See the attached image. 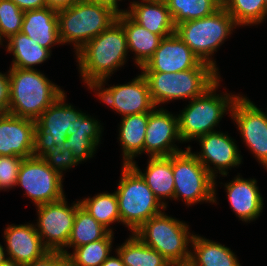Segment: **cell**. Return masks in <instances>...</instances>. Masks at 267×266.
I'll return each mask as SVG.
<instances>
[{
  "instance_id": "obj_41",
  "label": "cell",
  "mask_w": 267,
  "mask_h": 266,
  "mask_svg": "<svg viewBox=\"0 0 267 266\" xmlns=\"http://www.w3.org/2000/svg\"><path fill=\"white\" fill-rule=\"evenodd\" d=\"M23 12L47 7L45 0H11Z\"/></svg>"
},
{
  "instance_id": "obj_3",
  "label": "cell",
  "mask_w": 267,
  "mask_h": 266,
  "mask_svg": "<svg viewBox=\"0 0 267 266\" xmlns=\"http://www.w3.org/2000/svg\"><path fill=\"white\" fill-rule=\"evenodd\" d=\"M208 63L180 72H141L147 80L151 99L156 106L168 101L189 99L203 95L219 79V73Z\"/></svg>"
},
{
  "instance_id": "obj_39",
  "label": "cell",
  "mask_w": 267,
  "mask_h": 266,
  "mask_svg": "<svg viewBox=\"0 0 267 266\" xmlns=\"http://www.w3.org/2000/svg\"><path fill=\"white\" fill-rule=\"evenodd\" d=\"M23 266H69L66 255L59 251H49L40 259Z\"/></svg>"
},
{
  "instance_id": "obj_1",
  "label": "cell",
  "mask_w": 267,
  "mask_h": 266,
  "mask_svg": "<svg viewBox=\"0 0 267 266\" xmlns=\"http://www.w3.org/2000/svg\"><path fill=\"white\" fill-rule=\"evenodd\" d=\"M128 53L126 33L115 20L75 53L82 80L89 89L97 82H106L113 71L127 62Z\"/></svg>"
},
{
  "instance_id": "obj_32",
  "label": "cell",
  "mask_w": 267,
  "mask_h": 266,
  "mask_svg": "<svg viewBox=\"0 0 267 266\" xmlns=\"http://www.w3.org/2000/svg\"><path fill=\"white\" fill-rule=\"evenodd\" d=\"M79 201L81 206L110 232H113L110 224L121 223L116 192L98 193L92 198L88 197Z\"/></svg>"
},
{
  "instance_id": "obj_36",
  "label": "cell",
  "mask_w": 267,
  "mask_h": 266,
  "mask_svg": "<svg viewBox=\"0 0 267 266\" xmlns=\"http://www.w3.org/2000/svg\"><path fill=\"white\" fill-rule=\"evenodd\" d=\"M63 145L71 151L80 164L92 158L98 147L87 135H74V133L67 135Z\"/></svg>"
},
{
  "instance_id": "obj_37",
  "label": "cell",
  "mask_w": 267,
  "mask_h": 266,
  "mask_svg": "<svg viewBox=\"0 0 267 266\" xmlns=\"http://www.w3.org/2000/svg\"><path fill=\"white\" fill-rule=\"evenodd\" d=\"M23 157L18 156H0V188L1 190H10L16 187L18 172Z\"/></svg>"
},
{
  "instance_id": "obj_20",
  "label": "cell",
  "mask_w": 267,
  "mask_h": 266,
  "mask_svg": "<svg viewBox=\"0 0 267 266\" xmlns=\"http://www.w3.org/2000/svg\"><path fill=\"white\" fill-rule=\"evenodd\" d=\"M223 185L230 207L239 220L250 222L260 216L264 203L256 179H244L237 175Z\"/></svg>"
},
{
  "instance_id": "obj_42",
  "label": "cell",
  "mask_w": 267,
  "mask_h": 266,
  "mask_svg": "<svg viewBox=\"0 0 267 266\" xmlns=\"http://www.w3.org/2000/svg\"><path fill=\"white\" fill-rule=\"evenodd\" d=\"M47 7L55 9L57 11L65 9L75 4L80 0H45Z\"/></svg>"
},
{
  "instance_id": "obj_27",
  "label": "cell",
  "mask_w": 267,
  "mask_h": 266,
  "mask_svg": "<svg viewBox=\"0 0 267 266\" xmlns=\"http://www.w3.org/2000/svg\"><path fill=\"white\" fill-rule=\"evenodd\" d=\"M7 52L13 53L11 67L20 69H35V65L41 64L51 57V52L40 46L35 40L26 34L19 32L6 40Z\"/></svg>"
},
{
  "instance_id": "obj_22",
  "label": "cell",
  "mask_w": 267,
  "mask_h": 266,
  "mask_svg": "<svg viewBox=\"0 0 267 266\" xmlns=\"http://www.w3.org/2000/svg\"><path fill=\"white\" fill-rule=\"evenodd\" d=\"M57 10L45 7L24 12L21 32L49 49L60 45Z\"/></svg>"
},
{
  "instance_id": "obj_4",
  "label": "cell",
  "mask_w": 267,
  "mask_h": 266,
  "mask_svg": "<svg viewBox=\"0 0 267 266\" xmlns=\"http://www.w3.org/2000/svg\"><path fill=\"white\" fill-rule=\"evenodd\" d=\"M110 7L80 0L57 12L61 44H73L78 52L86 43L106 30L117 18Z\"/></svg>"
},
{
  "instance_id": "obj_5",
  "label": "cell",
  "mask_w": 267,
  "mask_h": 266,
  "mask_svg": "<svg viewBox=\"0 0 267 266\" xmlns=\"http://www.w3.org/2000/svg\"><path fill=\"white\" fill-rule=\"evenodd\" d=\"M220 81L219 79L203 95L190 100L189 104L176 114L182 142L196 140L201 135L215 132L214 128L219 125L224 114H228L227 111L231 112L239 94H217Z\"/></svg>"
},
{
  "instance_id": "obj_10",
  "label": "cell",
  "mask_w": 267,
  "mask_h": 266,
  "mask_svg": "<svg viewBox=\"0 0 267 266\" xmlns=\"http://www.w3.org/2000/svg\"><path fill=\"white\" fill-rule=\"evenodd\" d=\"M66 97L63 93L35 120L33 156L42 157L55 144L64 143L71 134L72 122L84 113L66 103Z\"/></svg>"
},
{
  "instance_id": "obj_33",
  "label": "cell",
  "mask_w": 267,
  "mask_h": 266,
  "mask_svg": "<svg viewBox=\"0 0 267 266\" xmlns=\"http://www.w3.org/2000/svg\"><path fill=\"white\" fill-rule=\"evenodd\" d=\"M222 6L238 26H254L267 18L265 0H222Z\"/></svg>"
},
{
  "instance_id": "obj_25",
  "label": "cell",
  "mask_w": 267,
  "mask_h": 266,
  "mask_svg": "<svg viewBox=\"0 0 267 266\" xmlns=\"http://www.w3.org/2000/svg\"><path fill=\"white\" fill-rule=\"evenodd\" d=\"M149 113L122 117L119 126V141L122 147L123 165H130L134 157L144 153L145 134Z\"/></svg>"
},
{
  "instance_id": "obj_9",
  "label": "cell",
  "mask_w": 267,
  "mask_h": 266,
  "mask_svg": "<svg viewBox=\"0 0 267 266\" xmlns=\"http://www.w3.org/2000/svg\"><path fill=\"white\" fill-rule=\"evenodd\" d=\"M174 178V199L186 205L216 203V181L202 163L192 154L191 147L171 155Z\"/></svg>"
},
{
  "instance_id": "obj_46",
  "label": "cell",
  "mask_w": 267,
  "mask_h": 266,
  "mask_svg": "<svg viewBox=\"0 0 267 266\" xmlns=\"http://www.w3.org/2000/svg\"><path fill=\"white\" fill-rule=\"evenodd\" d=\"M5 249L3 245L0 244V264L3 263L7 259V255L5 253Z\"/></svg>"
},
{
  "instance_id": "obj_13",
  "label": "cell",
  "mask_w": 267,
  "mask_h": 266,
  "mask_svg": "<svg viewBox=\"0 0 267 266\" xmlns=\"http://www.w3.org/2000/svg\"><path fill=\"white\" fill-rule=\"evenodd\" d=\"M104 85L105 82H97L90 89L95 90L99 100L122 117L149 113L156 107L151 99L147 80L142 73L126 84L108 88L102 87Z\"/></svg>"
},
{
  "instance_id": "obj_18",
  "label": "cell",
  "mask_w": 267,
  "mask_h": 266,
  "mask_svg": "<svg viewBox=\"0 0 267 266\" xmlns=\"http://www.w3.org/2000/svg\"><path fill=\"white\" fill-rule=\"evenodd\" d=\"M36 121L0 114V156H33Z\"/></svg>"
},
{
  "instance_id": "obj_49",
  "label": "cell",
  "mask_w": 267,
  "mask_h": 266,
  "mask_svg": "<svg viewBox=\"0 0 267 266\" xmlns=\"http://www.w3.org/2000/svg\"><path fill=\"white\" fill-rule=\"evenodd\" d=\"M265 5H266V12H267V0H265Z\"/></svg>"
},
{
  "instance_id": "obj_23",
  "label": "cell",
  "mask_w": 267,
  "mask_h": 266,
  "mask_svg": "<svg viewBox=\"0 0 267 266\" xmlns=\"http://www.w3.org/2000/svg\"><path fill=\"white\" fill-rule=\"evenodd\" d=\"M116 20L126 33L128 51L134 52L136 65L141 68L152 57L159 47L162 36L151 33L136 23L125 11L117 15Z\"/></svg>"
},
{
  "instance_id": "obj_45",
  "label": "cell",
  "mask_w": 267,
  "mask_h": 266,
  "mask_svg": "<svg viewBox=\"0 0 267 266\" xmlns=\"http://www.w3.org/2000/svg\"><path fill=\"white\" fill-rule=\"evenodd\" d=\"M0 266H23V265L16 263L15 261L6 259L3 263L0 264Z\"/></svg>"
},
{
  "instance_id": "obj_21",
  "label": "cell",
  "mask_w": 267,
  "mask_h": 266,
  "mask_svg": "<svg viewBox=\"0 0 267 266\" xmlns=\"http://www.w3.org/2000/svg\"><path fill=\"white\" fill-rule=\"evenodd\" d=\"M124 11L139 25L151 33L168 37L175 33V24L164 0H141L130 2Z\"/></svg>"
},
{
  "instance_id": "obj_12",
  "label": "cell",
  "mask_w": 267,
  "mask_h": 266,
  "mask_svg": "<svg viewBox=\"0 0 267 266\" xmlns=\"http://www.w3.org/2000/svg\"><path fill=\"white\" fill-rule=\"evenodd\" d=\"M37 233L49 251H59L67 256V243L77 211V202L68 206L66 198L36 206Z\"/></svg>"
},
{
  "instance_id": "obj_38",
  "label": "cell",
  "mask_w": 267,
  "mask_h": 266,
  "mask_svg": "<svg viewBox=\"0 0 267 266\" xmlns=\"http://www.w3.org/2000/svg\"><path fill=\"white\" fill-rule=\"evenodd\" d=\"M102 127L98 120L83 113L78 120L72 122L71 134L87 135L98 146L102 136Z\"/></svg>"
},
{
  "instance_id": "obj_29",
  "label": "cell",
  "mask_w": 267,
  "mask_h": 266,
  "mask_svg": "<svg viewBox=\"0 0 267 266\" xmlns=\"http://www.w3.org/2000/svg\"><path fill=\"white\" fill-rule=\"evenodd\" d=\"M110 231L92 217L77 201V211L67 249L86 245L104 238Z\"/></svg>"
},
{
  "instance_id": "obj_34",
  "label": "cell",
  "mask_w": 267,
  "mask_h": 266,
  "mask_svg": "<svg viewBox=\"0 0 267 266\" xmlns=\"http://www.w3.org/2000/svg\"><path fill=\"white\" fill-rule=\"evenodd\" d=\"M24 12L11 0H0V36L2 40L21 32Z\"/></svg>"
},
{
  "instance_id": "obj_35",
  "label": "cell",
  "mask_w": 267,
  "mask_h": 266,
  "mask_svg": "<svg viewBox=\"0 0 267 266\" xmlns=\"http://www.w3.org/2000/svg\"><path fill=\"white\" fill-rule=\"evenodd\" d=\"M42 158L48 166L59 173L62 177L63 171L79 164L71 154V151L64 147L63 143L55 144L51 150L42 156Z\"/></svg>"
},
{
  "instance_id": "obj_16",
  "label": "cell",
  "mask_w": 267,
  "mask_h": 266,
  "mask_svg": "<svg viewBox=\"0 0 267 266\" xmlns=\"http://www.w3.org/2000/svg\"><path fill=\"white\" fill-rule=\"evenodd\" d=\"M145 134L144 153L149 157H168L182 152L174 143L181 142L179 135L178 116L164 108L149 112Z\"/></svg>"
},
{
  "instance_id": "obj_19",
  "label": "cell",
  "mask_w": 267,
  "mask_h": 266,
  "mask_svg": "<svg viewBox=\"0 0 267 266\" xmlns=\"http://www.w3.org/2000/svg\"><path fill=\"white\" fill-rule=\"evenodd\" d=\"M4 237L7 259L21 265L40 259L49 252L33 223L8 225Z\"/></svg>"
},
{
  "instance_id": "obj_24",
  "label": "cell",
  "mask_w": 267,
  "mask_h": 266,
  "mask_svg": "<svg viewBox=\"0 0 267 266\" xmlns=\"http://www.w3.org/2000/svg\"><path fill=\"white\" fill-rule=\"evenodd\" d=\"M148 160L144 173L138 168L135 160L130 165L145 180L154 196L167 208V204L164 201L168 198L174 200V178L171 155L168 157H149Z\"/></svg>"
},
{
  "instance_id": "obj_26",
  "label": "cell",
  "mask_w": 267,
  "mask_h": 266,
  "mask_svg": "<svg viewBox=\"0 0 267 266\" xmlns=\"http://www.w3.org/2000/svg\"><path fill=\"white\" fill-rule=\"evenodd\" d=\"M190 247L191 266H241L230 248L205 237L193 235Z\"/></svg>"
},
{
  "instance_id": "obj_6",
  "label": "cell",
  "mask_w": 267,
  "mask_h": 266,
  "mask_svg": "<svg viewBox=\"0 0 267 266\" xmlns=\"http://www.w3.org/2000/svg\"><path fill=\"white\" fill-rule=\"evenodd\" d=\"M237 26L233 17L221 6L209 16L177 24L175 33L201 62L210 64L218 71L212 56Z\"/></svg>"
},
{
  "instance_id": "obj_44",
  "label": "cell",
  "mask_w": 267,
  "mask_h": 266,
  "mask_svg": "<svg viewBox=\"0 0 267 266\" xmlns=\"http://www.w3.org/2000/svg\"><path fill=\"white\" fill-rule=\"evenodd\" d=\"M115 256H109L100 266H125L118 252Z\"/></svg>"
},
{
  "instance_id": "obj_48",
  "label": "cell",
  "mask_w": 267,
  "mask_h": 266,
  "mask_svg": "<svg viewBox=\"0 0 267 266\" xmlns=\"http://www.w3.org/2000/svg\"><path fill=\"white\" fill-rule=\"evenodd\" d=\"M3 44V41H2V38H1V36H0V45H2Z\"/></svg>"
},
{
  "instance_id": "obj_47",
  "label": "cell",
  "mask_w": 267,
  "mask_h": 266,
  "mask_svg": "<svg viewBox=\"0 0 267 266\" xmlns=\"http://www.w3.org/2000/svg\"><path fill=\"white\" fill-rule=\"evenodd\" d=\"M170 266H191L189 263L184 264H171Z\"/></svg>"
},
{
  "instance_id": "obj_14",
  "label": "cell",
  "mask_w": 267,
  "mask_h": 266,
  "mask_svg": "<svg viewBox=\"0 0 267 266\" xmlns=\"http://www.w3.org/2000/svg\"><path fill=\"white\" fill-rule=\"evenodd\" d=\"M229 115L236 122L247 148L267 169V113L241 94L234 101Z\"/></svg>"
},
{
  "instance_id": "obj_2",
  "label": "cell",
  "mask_w": 267,
  "mask_h": 266,
  "mask_svg": "<svg viewBox=\"0 0 267 266\" xmlns=\"http://www.w3.org/2000/svg\"><path fill=\"white\" fill-rule=\"evenodd\" d=\"M8 113L36 120L64 92L37 69L9 67Z\"/></svg>"
},
{
  "instance_id": "obj_11",
  "label": "cell",
  "mask_w": 267,
  "mask_h": 266,
  "mask_svg": "<svg viewBox=\"0 0 267 266\" xmlns=\"http://www.w3.org/2000/svg\"><path fill=\"white\" fill-rule=\"evenodd\" d=\"M63 178L47 165L42 157L24 158L18 172L16 186L25 190L35 206L56 202L65 197Z\"/></svg>"
},
{
  "instance_id": "obj_8",
  "label": "cell",
  "mask_w": 267,
  "mask_h": 266,
  "mask_svg": "<svg viewBox=\"0 0 267 266\" xmlns=\"http://www.w3.org/2000/svg\"><path fill=\"white\" fill-rule=\"evenodd\" d=\"M189 230V225L185 222L161 212L147 220L133 233L171 264H184L189 263L191 250L188 246L194 235Z\"/></svg>"
},
{
  "instance_id": "obj_7",
  "label": "cell",
  "mask_w": 267,
  "mask_h": 266,
  "mask_svg": "<svg viewBox=\"0 0 267 266\" xmlns=\"http://www.w3.org/2000/svg\"><path fill=\"white\" fill-rule=\"evenodd\" d=\"M116 196L121 223L136 231L143 223L166 209L154 196L141 175L131 166L122 165Z\"/></svg>"
},
{
  "instance_id": "obj_17",
  "label": "cell",
  "mask_w": 267,
  "mask_h": 266,
  "mask_svg": "<svg viewBox=\"0 0 267 266\" xmlns=\"http://www.w3.org/2000/svg\"><path fill=\"white\" fill-rule=\"evenodd\" d=\"M203 62L176 34L161 40L152 57L140 68L142 72L176 73L198 68Z\"/></svg>"
},
{
  "instance_id": "obj_30",
  "label": "cell",
  "mask_w": 267,
  "mask_h": 266,
  "mask_svg": "<svg viewBox=\"0 0 267 266\" xmlns=\"http://www.w3.org/2000/svg\"><path fill=\"white\" fill-rule=\"evenodd\" d=\"M175 26L182 22L211 15L222 6V0H164Z\"/></svg>"
},
{
  "instance_id": "obj_43",
  "label": "cell",
  "mask_w": 267,
  "mask_h": 266,
  "mask_svg": "<svg viewBox=\"0 0 267 266\" xmlns=\"http://www.w3.org/2000/svg\"><path fill=\"white\" fill-rule=\"evenodd\" d=\"M83 1L93 2V3L108 6L112 8L117 14L124 11V10L119 9V6H118V1H121V0H83Z\"/></svg>"
},
{
  "instance_id": "obj_15",
  "label": "cell",
  "mask_w": 267,
  "mask_h": 266,
  "mask_svg": "<svg viewBox=\"0 0 267 266\" xmlns=\"http://www.w3.org/2000/svg\"><path fill=\"white\" fill-rule=\"evenodd\" d=\"M200 143L201 152L192 154L202 163L207 171L217 179V173L224 177L228 169L239 166L242 156L234 139L220 131L207 133L196 138ZM214 166L213 168L211 166Z\"/></svg>"
},
{
  "instance_id": "obj_40",
  "label": "cell",
  "mask_w": 267,
  "mask_h": 266,
  "mask_svg": "<svg viewBox=\"0 0 267 266\" xmlns=\"http://www.w3.org/2000/svg\"><path fill=\"white\" fill-rule=\"evenodd\" d=\"M9 103V76L0 72V114L8 113Z\"/></svg>"
},
{
  "instance_id": "obj_28",
  "label": "cell",
  "mask_w": 267,
  "mask_h": 266,
  "mask_svg": "<svg viewBox=\"0 0 267 266\" xmlns=\"http://www.w3.org/2000/svg\"><path fill=\"white\" fill-rule=\"evenodd\" d=\"M115 252L125 266H170L171 263L158 251L143 243L134 233Z\"/></svg>"
},
{
  "instance_id": "obj_31",
  "label": "cell",
  "mask_w": 267,
  "mask_h": 266,
  "mask_svg": "<svg viewBox=\"0 0 267 266\" xmlns=\"http://www.w3.org/2000/svg\"><path fill=\"white\" fill-rule=\"evenodd\" d=\"M113 232L104 238L76 247L73 253H67L69 266H100L109 256L112 249Z\"/></svg>"
}]
</instances>
